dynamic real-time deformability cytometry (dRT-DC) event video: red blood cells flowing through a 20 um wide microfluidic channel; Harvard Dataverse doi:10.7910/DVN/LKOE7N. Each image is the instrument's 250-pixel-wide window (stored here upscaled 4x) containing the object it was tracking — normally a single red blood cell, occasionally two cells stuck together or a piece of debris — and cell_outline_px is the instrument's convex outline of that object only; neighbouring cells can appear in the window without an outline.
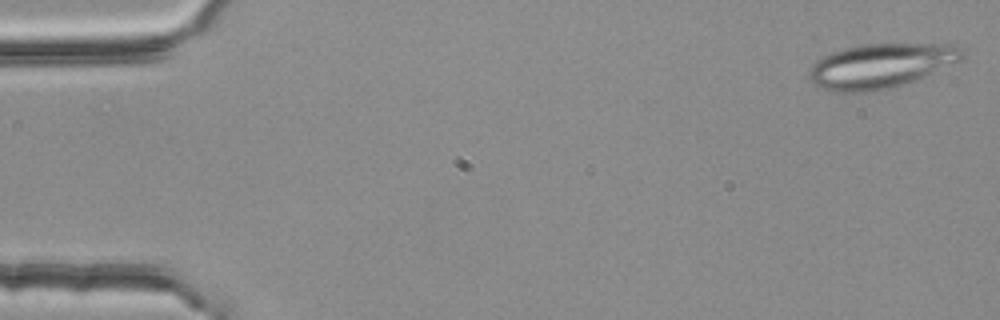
{"species": "common noctule bat (a hibernating species)", "species_latin": "Nyctalus noctula", "temperature_condition": "room temperature", "stored_images_in_passage": 3, "camera_frame_rate_fps": 3000, "um_per_image_px": 0.085, "animal": {"sex": "female", "body_mass_g": 25.1}, "frame": {"image": 1, "passage_image": 1, "time_ms": 0.0, "image_size_px": [1000, 320], "cell_outline_px": [[964, 60], [916, 80], [888, 88], [868, 92], [832, 92], [820, 88], [812, 84], [808, 80], [808, 72], [816, 60], [832, 52], [844, 48], [860, 44], [960, 44], [964, 48]], "centroid_in_image_um": [74.89, 5.59], "position_along_channel_um": 10.1, "area_um2": 40.29}}